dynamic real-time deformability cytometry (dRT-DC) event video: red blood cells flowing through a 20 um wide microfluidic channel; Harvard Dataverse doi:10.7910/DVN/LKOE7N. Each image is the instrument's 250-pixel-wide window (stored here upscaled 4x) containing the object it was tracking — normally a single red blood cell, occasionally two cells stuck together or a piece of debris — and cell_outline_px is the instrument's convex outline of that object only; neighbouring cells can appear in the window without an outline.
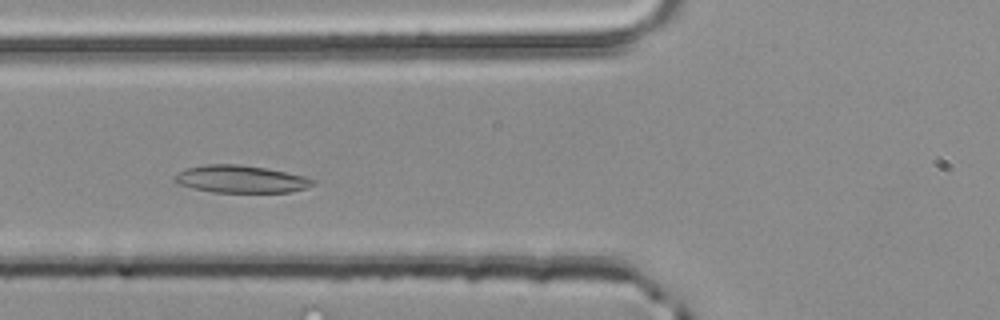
{"species": "common noctule bat (a hibernating species)", "species_latin": "Nyctalus noctula", "temperature_condition": "room temperature", "stored_images_in_passage": 38, "camera_frame_rate_fps": 3000, "um_per_image_px": 0.085, "animal": {"sex": "male", "body_mass_g": 20.4}, "frame": {"image": 1, "passage_image": 12, "time_ms": 3.667, "image_size_px": [1000, 320], "cell_outline_px": [[316, 184], [308, 188], [288, 192], [212, 192], [192, 188], [180, 184], [172, 180], [172, 176], [176, 172], [188, 168], [204, 164], [240, 164], [264, 168], [304, 176], [316, 180]], "centroid_in_image_um": [20.44, 15.22], "position_along_channel_um": 105.4, "area_um2": 22.2}}
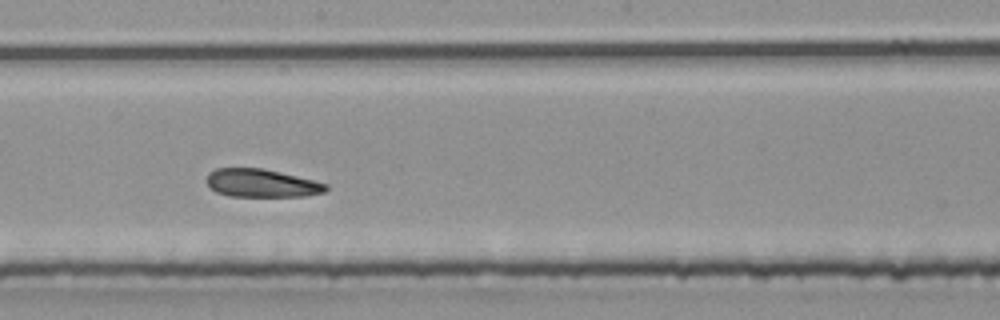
{"frame": {"image": 2, "passage_image": 21, "time_ms": 6.667, "image_size_px": [1000, 320], "cell_outline_px": [[328, 188], [324, 192], [304, 196], [228, 196], [216, 192], [204, 180], [208, 172], [216, 168], [260, 168], [280, 172], [328, 184]], "centroid_in_image_um": [22.18, 15.56], "position_along_channel_um": 226.0, "area_um2": 19.48}}
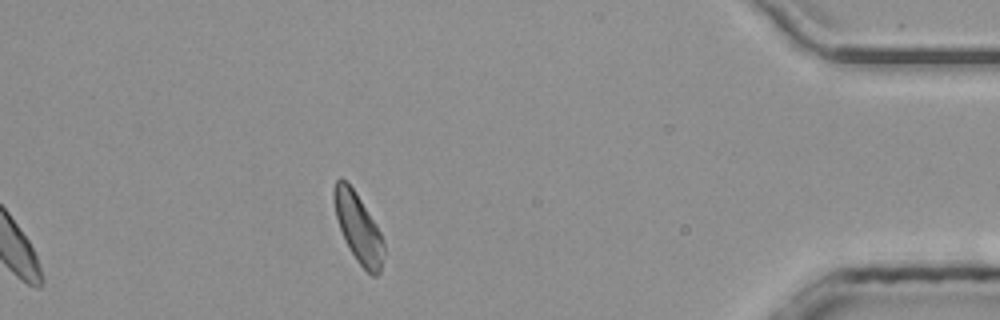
{"frame": {"image": 3, "passage_image": 38, "time_ms": 12.333, "image_size_px": [1000, 320], "cell_outline_px": [[384, 252], [380, 272], [376, 276], [372, 276], [356, 260], [348, 248], [340, 228], [336, 216], [332, 196], [332, 192], [336, 180], [340, 176], [352, 188], [360, 200], [380, 232], [384, 240]], "centroid_in_image_um": [30.44, 19.39], "position_along_channel_um": 404.8, "area_um2": 19.71}, "authors_computed_cell_mechanics": {"area_um2": 20.4612, "velocity_mm_per_s": 4.0227, "shape_relaxation_time_tau1_ms": null, "shape_relaxation_time_tau2_ms": 1.3951, "deformation_change_tau1": null, "deformation_change_tau2": 0.092}}